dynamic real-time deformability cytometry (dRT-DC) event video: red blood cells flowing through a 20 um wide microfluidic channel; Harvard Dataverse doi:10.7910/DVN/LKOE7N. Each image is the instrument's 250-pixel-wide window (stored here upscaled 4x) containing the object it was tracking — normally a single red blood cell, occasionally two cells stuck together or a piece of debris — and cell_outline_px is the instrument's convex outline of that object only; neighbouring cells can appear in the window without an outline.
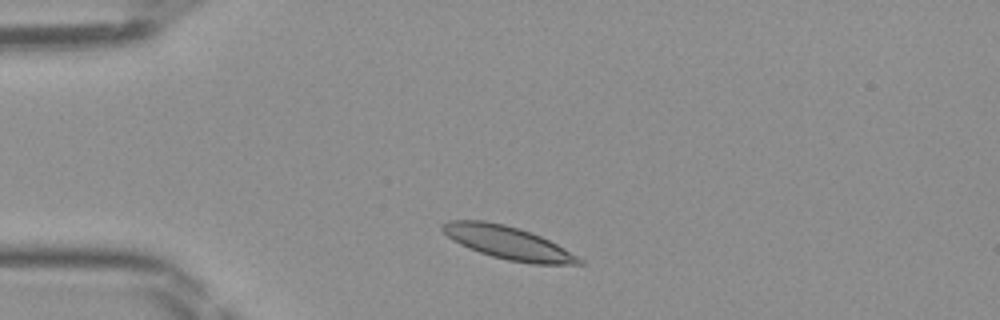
{"species": "Egyptian fruit bat (a non-hibernating species)", "species_latin": "Rousettus aegyptiacus", "temperature_condition": "room temperature", "stored_images_in_passage": 41, "camera_frame_rate_fps": 3000, "um_per_image_px": 0.085, "frame": {"image": 1, "passage_image": 4, "time_ms": 1.0, "image_size_px": [1000, 320], "cell_outline_px": [[584, 264], [532, 264], [508, 260], [492, 256], [480, 252], [460, 244], [452, 240], [440, 228], [440, 224], [448, 220], [484, 220], [504, 224], [520, 228], [532, 232], [564, 248], [584, 260]], "centroid_in_image_um": [43.16, 20.62], "position_along_channel_um": 41.8, "area_um2": 26.18}}
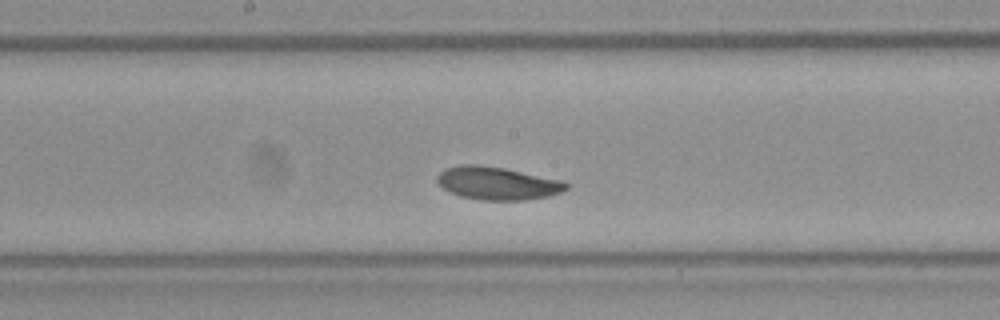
{"frame": {"image": 2, "passage_image": 18, "time_ms": 5.667, "image_size_px": [1000, 320], "cell_outline_px": [[568, 188], [560, 192], [548, 196], [524, 200], [484, 200], [460, 196], [448, 192], [436, 180], [436, 176], [444, 168], [460, 164], [480, 164], [504, 168], [560, 180], [568, 184]], "centroid_in_image_um": [42.22, 15.57], "position_along_channel_um": 206.0, "area_um2": 24.68}}
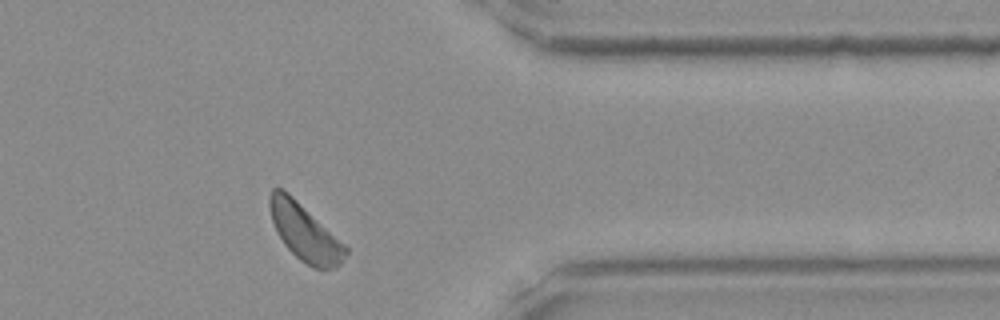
{"frame": {"image": 3, "passage_image": 32, "time_ms": 10.333, "image_size_px": [1000, 320], "cell_outline_px": [[348, 252], [340, 264], [336, 268], [312, 268], [300, 260], [284, 244], [276, 232], [272, 220], [268, 204], [268, 196], [272, 188], [284, 188], [344, 244], [348, 248]], "centroid_in_image_um": [25.87, 19.73], "position_along_channel_um": 385.5, "area_um2": 24.91}}